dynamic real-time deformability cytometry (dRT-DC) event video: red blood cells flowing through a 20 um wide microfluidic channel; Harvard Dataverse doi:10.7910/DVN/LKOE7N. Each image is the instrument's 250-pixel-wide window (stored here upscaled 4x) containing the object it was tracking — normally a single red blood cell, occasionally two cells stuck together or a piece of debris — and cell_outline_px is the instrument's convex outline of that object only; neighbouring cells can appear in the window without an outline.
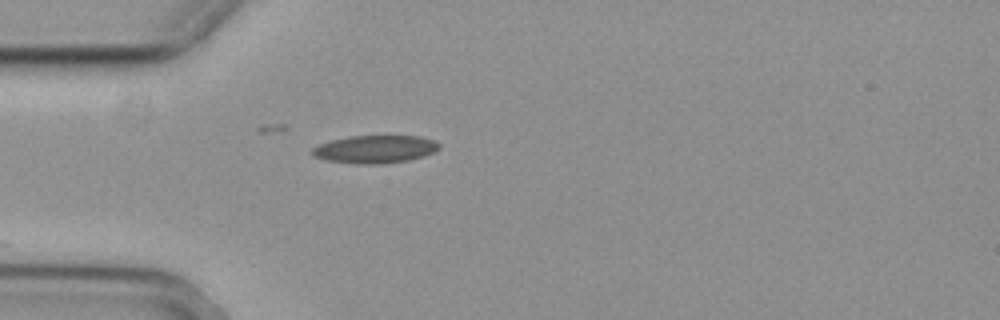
{"species": "common noctule bat (a hibernating species)", "species_latin": "Nyctalus noctula", "temperature_condition": "cold", "stored_images_in_passage": 36, "camera_frame_rate_fps": 3000, "um_per_image_px": 0.085, "animal": {"sex": "female", "body_mass_g": 29.2, "forearm_length_mm": 56.3}, "frame": {"image": 1, "passage_image": 1, "time_ms": 0.0, "image_size_px": [1000, 320], "cell_outline_px": [[440, 148], [436, 152], [424, 156], [408, 160], [384, 164], [356, 164], [324, 160], [312, 156], [308, 152], [312, 148], [320, 144], [332, 140], [348, 136], [420, 136], [436, 140], [440, 144]], "centroid_in_image_um": [31.88, 12.69], "position_along_channel_um": 53.1, "area_um2": 20.98}}
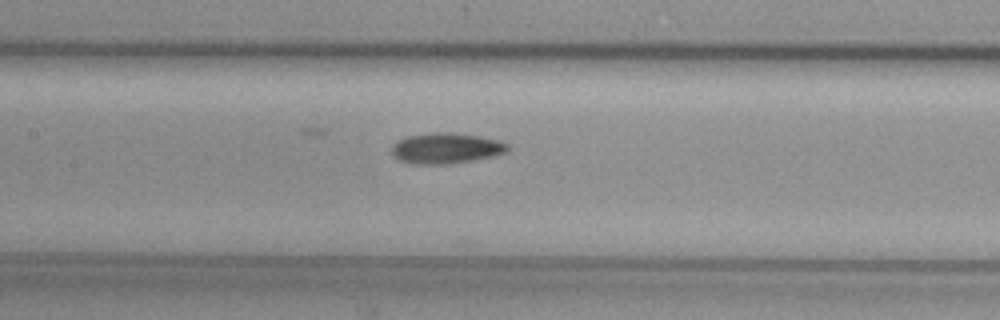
{"frame": {"image": 2, "passage_image": 11, "time_ms": 3.333, "image_size_px": [1000, 320], "cell_outline_px": [[508, 152], [492, 156], [472, 160], [444, 164], [412, 164], [400, 160], [392, 156], [392, 144], [396, 140], [408, 136], [432, 132], [448, 132], [480, 136], [500, 140], [508, 144]], "centroid_in_image_um": [37.89, 12.59], "position_along_channel_um": 169.5, "area_um2": 20.81}}
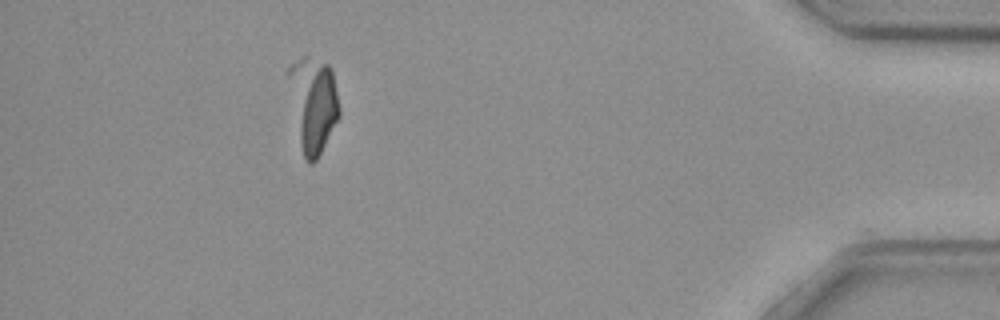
{"frame": {"image": 3, "passage_image": 35, "time_ms": 11.333, "image_size_px": [1000, 320], "cell_outline_px": [[340, 116], [316, 160], [312, 164], [308, 164], [304, 160], [284, 72], [304, 52], [308, 52], [328, 64], [332, 68], [340, 108]], "centroid_in_image_um": [26.59, 8.74], "position_along_channel_um": 408.6, "area_um2": 28.96}, "authors_computed_cell_mechanics": {"area_um2": 19.8254, "velocity_mm_per_s": 3.7067, "shape_relaxation_time_tau1_ms": null, "shape_relaxation_time_tau2_ms": 11.1562, "deformation_change_tau1": null, "deformation_change_tau2": 0.1779}}